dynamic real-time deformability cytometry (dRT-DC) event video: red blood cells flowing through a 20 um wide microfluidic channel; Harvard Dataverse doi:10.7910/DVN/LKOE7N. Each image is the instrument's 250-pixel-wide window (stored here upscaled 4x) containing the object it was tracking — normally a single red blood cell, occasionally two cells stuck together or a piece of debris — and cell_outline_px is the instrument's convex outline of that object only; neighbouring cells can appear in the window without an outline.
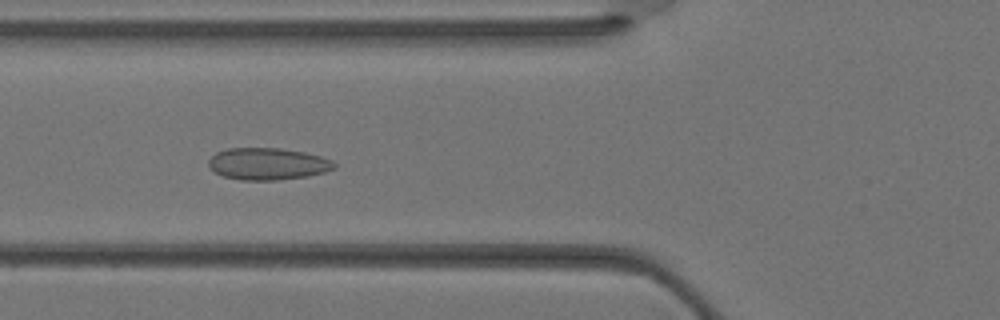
{"species": "Egyptian fruit bat (a non-hibernating species)", "species_latin": "Rousettus aegyptiacus", "temperature_condition": "warm", "stored_images_in_passage": 37, "camera_frame_rate_fps": 3000, "um_per_image_px": 0.085, "animal": {"sex": "female"}, "frame": {"image": 1, "passage_image": 14, "time_ms": 4.333, "image_size_px": [1000, 320], "cell_outline_px": [[336, 168], [324, 172], [308, 176], [276, 180], [240, 180], [224, 176], [216, 172], [208, 164], [208, 160], [216, 152], [228, 148], [280, 148], [304, 152], [320, 156], [332, 160], [336, 164]], "centroid_in_image_um": [22.77, 13.92], "position_along_channel_um": 103.0, "area_um2": 23.35}}
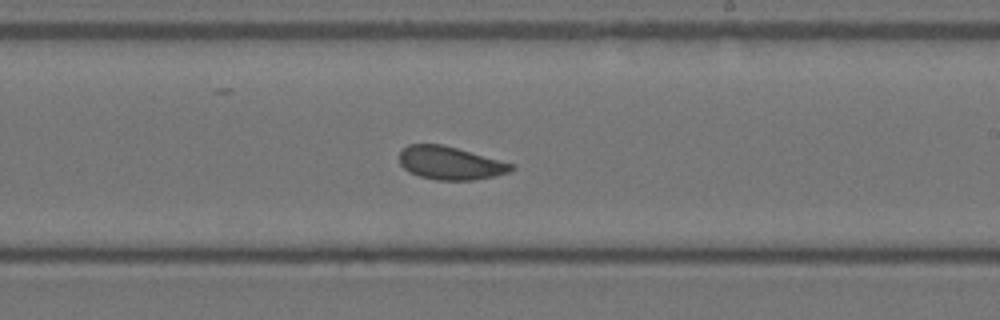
{"frame": {"image": 2, "passage_image": 22, "time_ms": 7.0, "image_size_px": [1000, 320], "cell_outline_px": [[516, 168], [508, 172], [492, 176], [472, 180], [436, 180], [420, 176], [408, 172], [400, 164], [400, 148], [408, 144], [440, 144], [456, 148], [516, 164]], "centroid_in_image_um": [38.25, 13.85], "position_along_channel_um": 250.7, "area_um2": 21.62}}
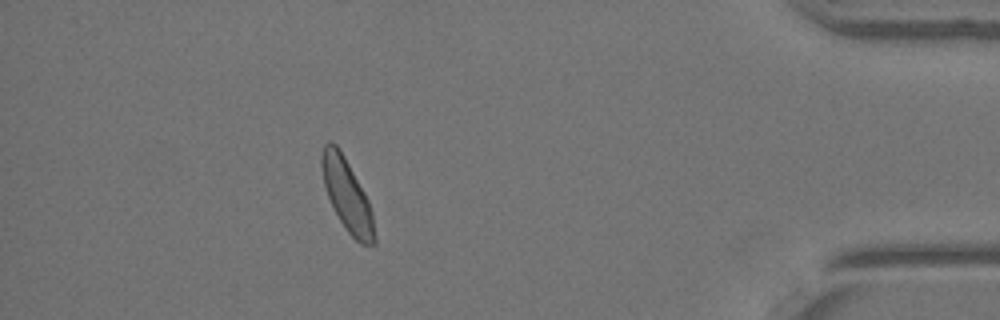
{"frame": {"image": 3, "passage_image": 33, "time_ms": 10.667, "image_size_px": [1000, 320], "cell_outline_px": [[376, 244], [360, 244], [348, 232], [340, 220], [328, 196], [324, 184], [320, 164], [320, 156], [324, 144], [328, 140], [332, 140], [340, 148], [364, 192], [368, 200], [372, 212], [376, 240]], "centroid_in_image_um": [29.48, 16.54], "position_along_channel_um": 405.7, "area_um2": 22.02}}